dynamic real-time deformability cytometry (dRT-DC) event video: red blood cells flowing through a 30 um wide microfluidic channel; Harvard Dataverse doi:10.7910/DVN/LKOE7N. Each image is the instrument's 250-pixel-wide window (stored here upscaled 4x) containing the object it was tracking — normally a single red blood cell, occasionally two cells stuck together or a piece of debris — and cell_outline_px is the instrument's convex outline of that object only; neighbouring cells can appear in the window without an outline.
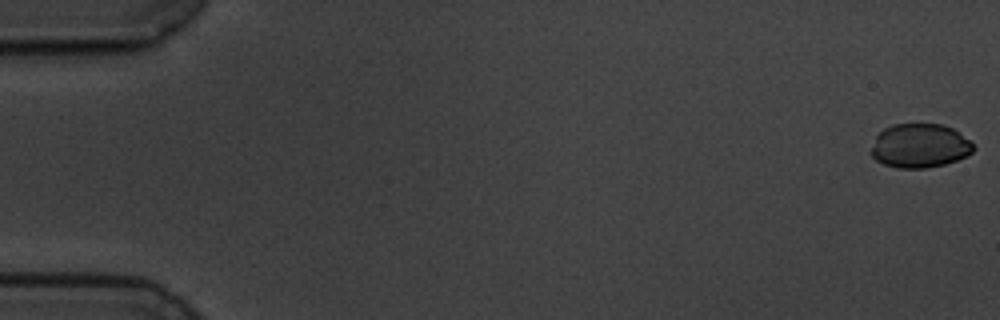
{"species": "common noctule bat (a hibernating species)", "species_latin": "Nyctalus noctula", "temperature_condition": "cold", "stored_images_in_passage": 58, "camera_frame_rate_fps": 3000, "um_per_image_px": 0.085, "animal": {"sex": "male", "body_mass_g": 19.5, "forearm_length_mm": 54.6}, "frame": {"image": 1, "passage_image": 1, "time_ms": 0.0, "image_size_px": [1000, 320], "cell_outline_px": [[976, 148], [968, 156], [944, 164], [924, 168], [896, 168], [884, 164], [876, 160], [872, 156], [872, 148], [876, 136], [884, 128], [892, 124], [944, 124], [952, 128], [968, 140]], "centroid_in_image_um": [78.18, 12.39], "position_along_channel_um": 6.8, "area_um2": 26.13}}
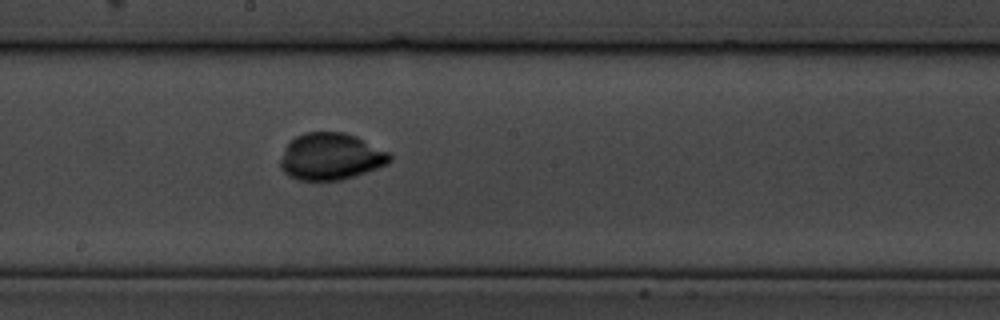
{"frame": {"image": 2, "passage_image": 32, "time_ms": 10.333, "image_size_px": [1000, 320], "cell_outline_px": [[392, 160], [388, 164], [340, 180], [300, 180], [288, 176], [280, 168], [280, 160], [288, 144], [296, 136], [304, 132], [344, 132], [356, 136], [388, 152], [392, 156]], "centroid_in_image_um": [28.11, 13.3], "position_along_channel_um": 220.1, "area_um2": 29.59}}
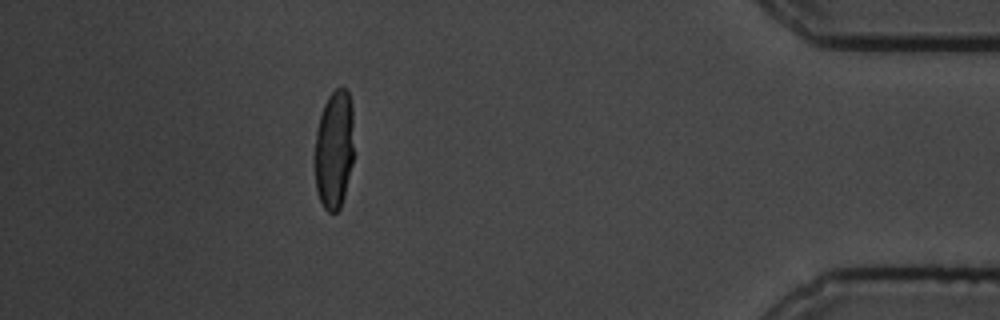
{"frame": {"image": 3, "passage_image": 52, "time_ms": 17.0, "image_size_px": [1000, 320], "cell_outline_px": [[352, 164], [344, 196], [340, 208], [336, 212], [328, 212], [324, 208], [320, 200], [316, 188], [316, 128], [324, 104], [328, 96], [336, 88], [348, 88], [352, 104]], "centroid_in_image_um": [28.41, 12.67], "position_along_channel_um": 406.8, "area_um2": 26.82}, "authors_computed_cell_mechanics": {"area_um2": 27.8885, "velocity_mm_per_s": 3.5121, "shape_relaxation_time_tau1_ms": 3.5269, "shape_relaxation_time_tau2_ms": null, "deformation_change_tau1": 0.0746, "deformation_change_tau2": null}}